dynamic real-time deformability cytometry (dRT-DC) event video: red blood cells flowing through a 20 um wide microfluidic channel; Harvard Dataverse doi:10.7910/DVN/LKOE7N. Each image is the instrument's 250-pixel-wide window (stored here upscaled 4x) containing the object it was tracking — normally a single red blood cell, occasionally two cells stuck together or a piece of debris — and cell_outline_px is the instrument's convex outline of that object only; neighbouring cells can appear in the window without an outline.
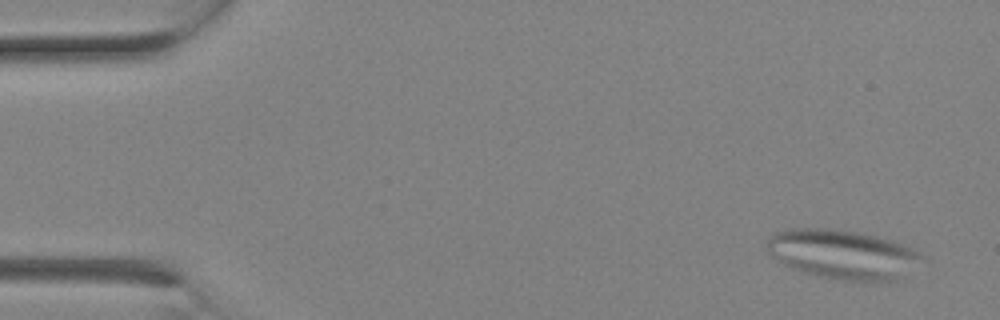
{"species": "Egyptian fruit bat (a non-hibernating species)", "species_latin": "Rousettus aegyptiacus", "temperature_condition": "room temperature", "stored_images_in_passage": 2, "camera_frame_rate_fps": 3000, "um_per_image_px": 0.085, "animal": {"sex": "female"}, "frame": {"image": 1, "passage_image": 1, "time_ms": 0.0, "image_size_px": [1000, 320], "cell_outline_px": [[924, 256], [896, 280], [872, 284], [840, 280], [820, 276], [804, 272], [792, 268], [784, 264], [768, 252], [768, 236], [776, 232], [788, 228], [828, 228], [860, 232], [896, 240], [912, 248]], "centroid_in_image_um": [71.63, 21.62], "position_along_channel_um": 13.4, "area_um2": 44.8}}